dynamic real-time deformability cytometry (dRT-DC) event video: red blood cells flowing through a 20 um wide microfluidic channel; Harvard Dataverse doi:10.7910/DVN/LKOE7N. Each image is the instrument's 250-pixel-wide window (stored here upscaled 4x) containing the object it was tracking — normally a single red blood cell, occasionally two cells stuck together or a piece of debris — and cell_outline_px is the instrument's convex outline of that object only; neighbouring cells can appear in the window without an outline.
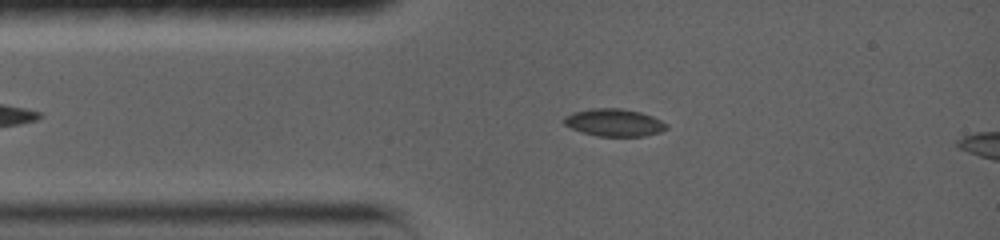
{"species": "common noctule bat (a hibernating species)", "species_latin": "Nyctalus noctula", "temperature_condition": "warm", "stored_images_in_passage": 48, "camera_frame_rate_fps": 5000, "um_per_image_px": 0.085, "animal": {"sex": "female", "body_mass_g": 19.0, "forearm_length_mm": 56.7}, "frame": {"image": 1, "passage_image": 8, "time_ms": 2.0, "image_size_px": [1000, 240], "cell_outline_px": [[668, 128], [660, 132], [644, 136], [596, 136], [580, 132], [564, 124], [564, 116], [572, 112], [592, 108], [620, 108], [640, 112], [652, 116], [668, 124]], "centroid_in_image_um": [52.19, 10.42], "position_along_channel_um": 32.8, "area_um2": 16.47}}
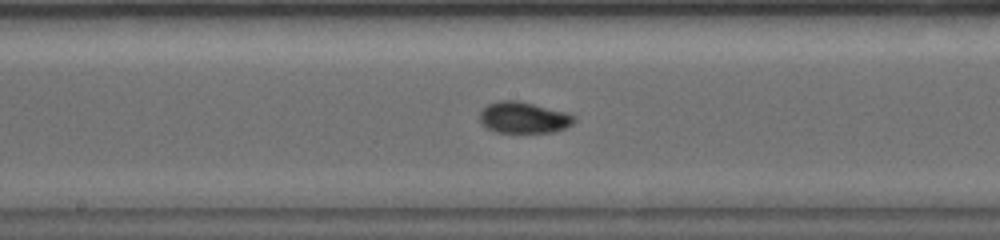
{"frame": {"image": 2, "passage_image": 24, "time_ms": 6.8, "image_size_px": [1000, 240], "cell_outline_px": [[576, 120], [572, 124], [564, 128], [552, 132], [496, 132], [480, 124], [480, 112], [488, 104], [500, 100], [520, 100], [568, 112], [576, 116]], "centroid_in_image_um": [44.53, 9.98], "position_along_channel_um": 203.7, "area_um2": 17.4}}
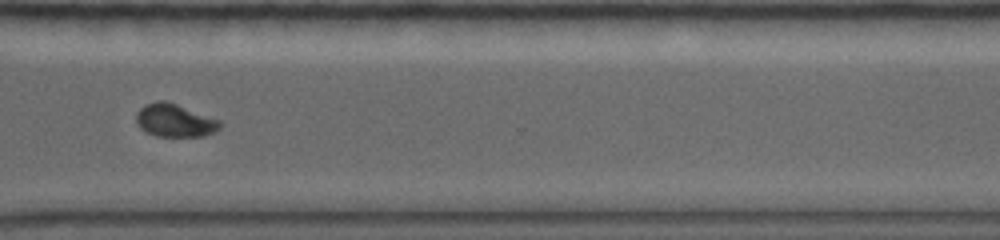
{"frame": {"image": 3, "passage_image": 38, "time_ms": 10.8, "image_size_px": [1000, 240], "cell_outline_px": [[224, 124], [216, 132], [204, 136], [156, 136], [144, 132], [136, 124], [136, 112], [144, 104], [156, 100], [164, 100], [176, 104], [220, 120]], "centroid_in_image_um": [14.84, 10.24], "position_along_channel_um": 355.8, "area_um2": 16.36}, "authors_computed_cell_mechanics": {"area_um2": 16.6175, "velocity_mm_per_s": 3.7879, "shape_relaxation_time_tau1_ms": 10.8086, "shape_relaxation_time_tau2_ms": 1.8488, "deformation_change_tau1": 0.1983, "deformation_change_tau2": 0.0463}}